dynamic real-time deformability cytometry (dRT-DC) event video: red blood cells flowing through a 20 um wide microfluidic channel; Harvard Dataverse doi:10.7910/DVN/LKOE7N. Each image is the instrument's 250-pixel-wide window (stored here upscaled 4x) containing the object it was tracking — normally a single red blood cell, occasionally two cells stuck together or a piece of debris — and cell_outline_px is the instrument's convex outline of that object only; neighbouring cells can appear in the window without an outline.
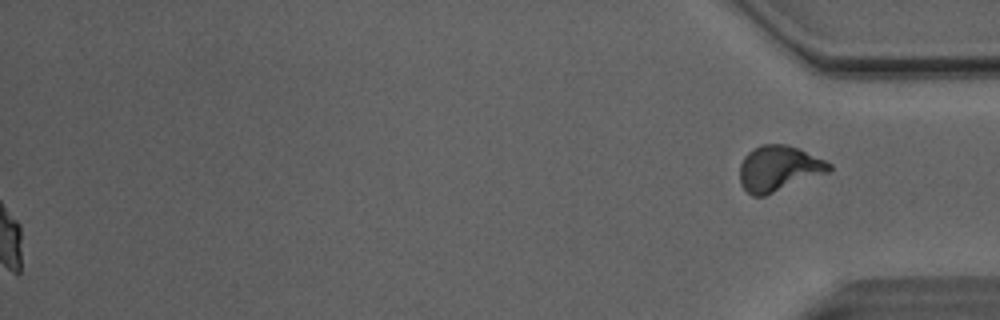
{"species": "Egyptian fruit bat (a non-hibernating species)", "species_latin": "Rousettus aegyptiacus", "temperature_condition": "room temperature", "stored_images_in_passage": 50, "segment_of_instrument_passage": [2, 2], "camera_frame_rate_fps": 3000, "um_per_image_px": 0.085, "animal": {"sex": "male"}, "frame": {"image": 1, "passage_image": 50, "time_ms": 16.333, "image_size_px": [1000, 320], "cell_outline_px": [[832, 168], [828, 172], [764, 196], [752, 196], [740, 184], [740, 164], [744, 156], [752, 148], [760, 144], [788, 144], [800, 148], [832, 164]], "centroid_in_image_um": [66.17, 14.3], "position_along_channel_um": 369.0, "area_um2": 23.76}}